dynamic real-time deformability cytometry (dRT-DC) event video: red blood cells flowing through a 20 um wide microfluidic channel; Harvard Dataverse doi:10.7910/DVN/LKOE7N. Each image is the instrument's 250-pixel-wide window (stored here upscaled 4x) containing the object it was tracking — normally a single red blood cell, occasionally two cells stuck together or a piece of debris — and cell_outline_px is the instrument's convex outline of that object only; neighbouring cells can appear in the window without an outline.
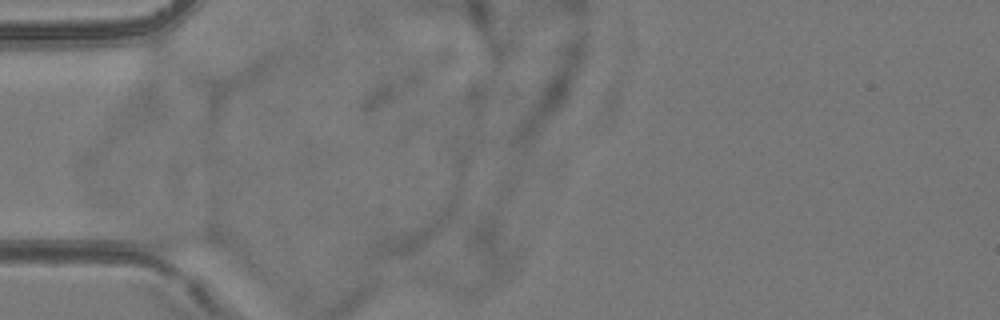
{"species": "common noctule bat (a hibernating species)", "species_latin": "Nyctalus noctula", "temperature_condition": "room temperature", "stored_images_in_passage": 3, "camera_frame_rate_fps": 3000, "um_per_image_px": 0.085, "animal": {"sex": "female", "body_mass_g": 24.6, "forearm_length_mm": 56.2}, "frame": {"image": 1, "passage_image": 2, "time_ms": 0.333, "image_size_px": [1000, 320], "cell_outline_px": [[224, 248], [152, 248], [128, 224], [152, 220], [208, 228], [216, 232], [224, 244]], "centroid_in_image_um": [15.01, 20.02], "position_along_channel_um": 70.0, "area_um2": 13.76}}